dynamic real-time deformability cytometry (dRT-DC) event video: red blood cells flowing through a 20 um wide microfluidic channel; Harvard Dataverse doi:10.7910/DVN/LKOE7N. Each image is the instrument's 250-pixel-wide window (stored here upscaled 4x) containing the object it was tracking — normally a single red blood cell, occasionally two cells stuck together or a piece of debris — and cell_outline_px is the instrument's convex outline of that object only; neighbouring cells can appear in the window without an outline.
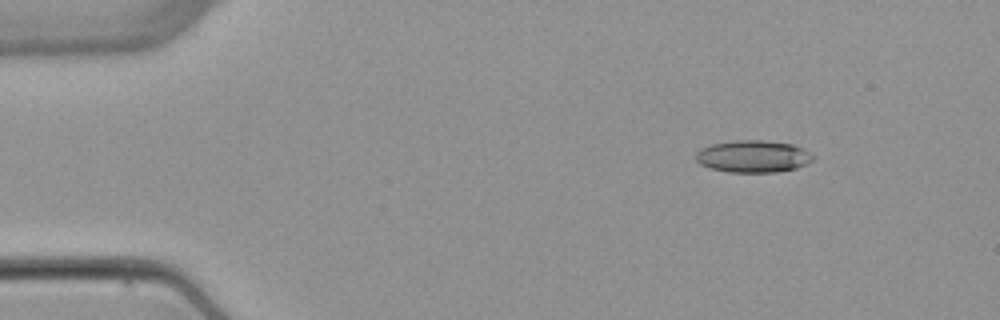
{"species": "common noctule bat (a hibernating species)", "species_latin": "Nyctalus noctula", "temperature_condition": "warm", "stored_images_in_passage": 4, "camera_frame_rate_fps": 3000, "um_per_image_px": 0.085, "animal": {"sex": "female", "body_mass_g": 22.7, "forearm_length_mm": 54.2}, "frame": {"image": 1, "passage_image": 2, "time_ms": 1.333, "image_size_px": [1000, 320], "cell_outline_px": [[816, 156], [808, 164], [796, 168], [776, 172], [728, 172], [712, 168], [700, 164], [696, 160], [696, 152], [700, 148], [712, 144], [736, 140], [760, 140], [792, 144]], "centroid_in_image_um": [64.01, 13.29], "position_along_channel_um": 21.0, "area_um2": 21.85}}